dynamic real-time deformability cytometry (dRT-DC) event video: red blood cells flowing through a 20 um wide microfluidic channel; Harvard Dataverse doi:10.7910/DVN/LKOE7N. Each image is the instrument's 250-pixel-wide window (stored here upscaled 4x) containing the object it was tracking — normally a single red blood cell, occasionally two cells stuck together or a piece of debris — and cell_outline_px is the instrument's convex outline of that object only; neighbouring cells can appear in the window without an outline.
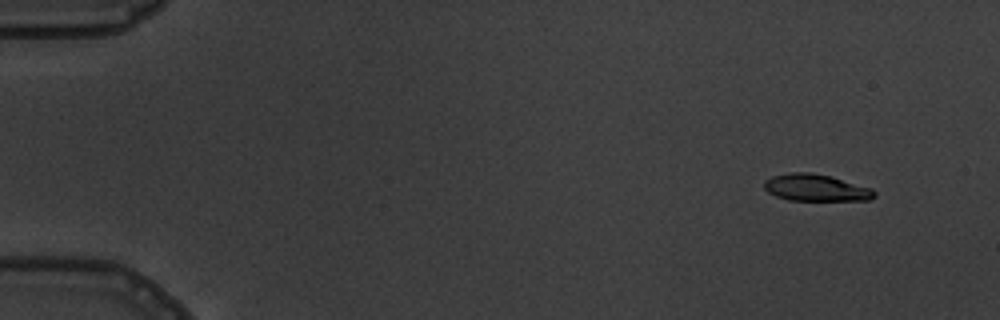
{"species": "common noctule bat (a hibernating species)", "species_latin": "Nyctalus noctula", "temperature_condition": "warm", "stored_images_in_passage": 8, "camera_frame_rate_fps": 3000, "um_per_image_px": 0.085, "animal": {"sex": "male", "body_mass_g": 19.5, "forearm_length_mm": 54.6}, "frame": {"image": 1, "passage_image": 2, "time_ms": 1.0, "image_size_px": [1000, 320], "cell_outline_px": [[876, 196], [872, 200], [788, 200], [776, 196], [768, 192], [764, 188], [764, 180], [772, 176], [792, 172], [812, 172], [832, 176], [872, 188], [876, 192]], "centroid_in_image_um": [69.37, 15.95], "position_along_channel_um": 15.6, "area_um2": 17.46}}
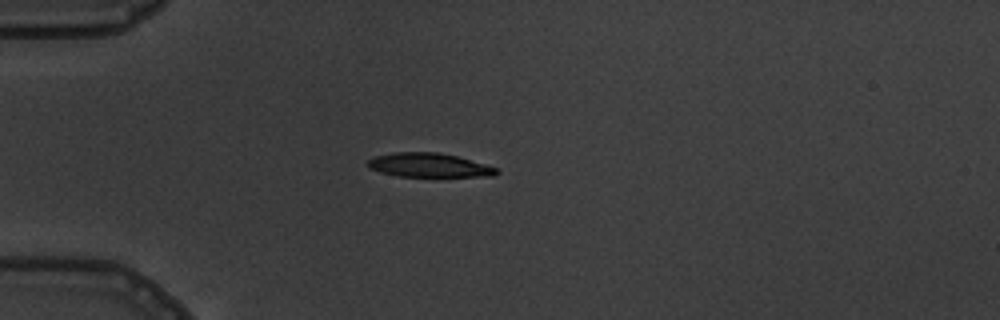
{"frame": {"image": 2, "passage_image": 5, "time_ms": 4.667, "image_size_px": [1000, 320], "cell_outline_px": [[500, 172], [496, 176], [400, 176], [380, 172], [368, 168], [368, 160], [376, 156], [392, 152], [436, 152], [456, 156], [484, 164], [496, 168]], "centroid_in_image_um": [36.45, 14.04], "position_along_channel_um": 48.6, "area_um2": 17.8}}
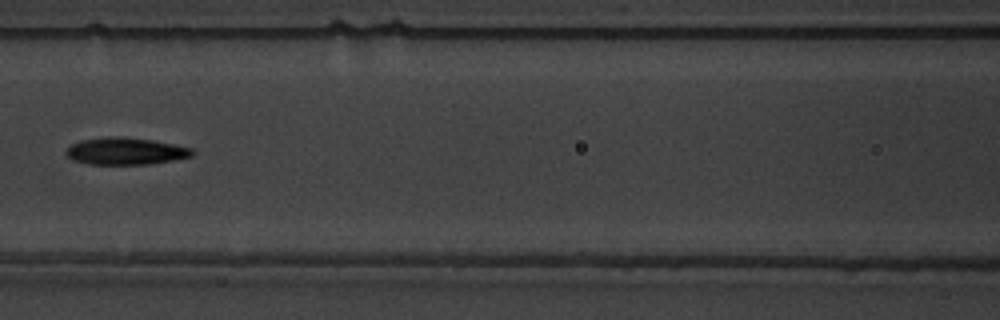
{"frame": {"image": 3, "passage_image": 8, "time_ms": 8.0, "image_size_px": [1000, 320], "cell_outline_px": [[196, 152], [192, 156], [152, 164], [88, 164], [72, 160], [64, 152], [72, 144], [80, 140], [112, 136], [120, 136], [152, 140], [192, 148]], "centroid_in_image_um": [10.67, 12.85], "position_along_channel_um": 155.9, "area_um2": 19.88}}